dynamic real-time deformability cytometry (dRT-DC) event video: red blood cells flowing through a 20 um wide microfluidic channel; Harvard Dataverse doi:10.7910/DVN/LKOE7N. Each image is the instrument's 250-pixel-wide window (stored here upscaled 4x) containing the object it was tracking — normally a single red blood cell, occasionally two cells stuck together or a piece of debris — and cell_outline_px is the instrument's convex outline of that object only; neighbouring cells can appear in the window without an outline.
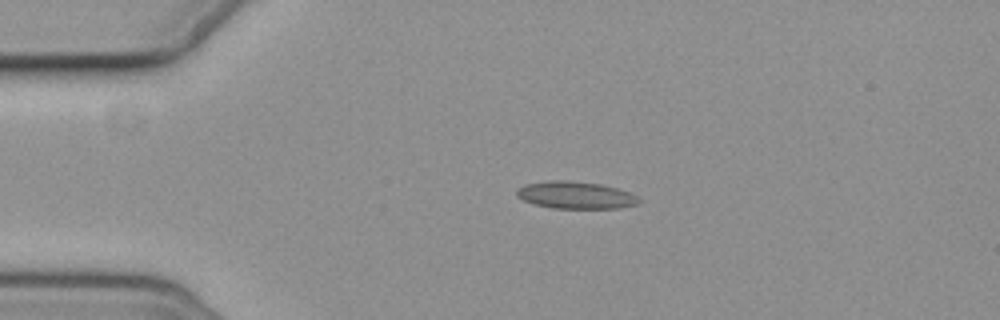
{"species": "common noctule bat (a hibernating species)", "species_latin": "Nyctalus noctula", "temperature_condition": "cold", "stored_images_in_passage": 2, "camera_frame_rate_fps": 3000, "um_per_image_px": 0.085, "animal": {"sex": "female", "body_mass_g": 19.3, "forearm_length_mm": 54.1}, "frame": {"image": 1, "passage_image": 1, "time_ms": 0.0, "image_size_px": [1000, 320], "cell_outline_px": [[640, 200], [636, 204], [616, 208], [552, 208], [536, 204], [524, 200], [516, 196], [516, 192], [524, 184], [548, 180], [564, 180], [600, 184], [616, 188], [628, 192], [636, 196]], "centroid_in_image_um": [48.89, 16.58], "position_along_channel_um": 36.1, "area_um2": 19.07}}